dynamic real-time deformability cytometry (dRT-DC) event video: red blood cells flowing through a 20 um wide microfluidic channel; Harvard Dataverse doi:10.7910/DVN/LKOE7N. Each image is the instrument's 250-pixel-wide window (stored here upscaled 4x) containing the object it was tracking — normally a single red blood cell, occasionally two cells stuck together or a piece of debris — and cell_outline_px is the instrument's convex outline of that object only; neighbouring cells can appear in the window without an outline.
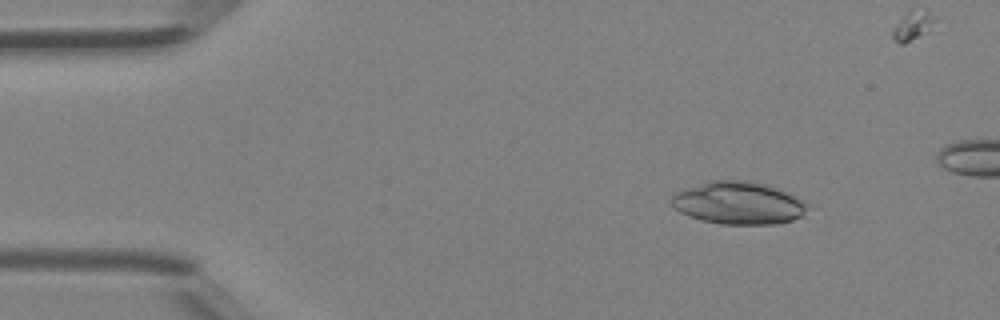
{"species": "Egyptian fruit bat (a non-hibernating species)", "species_latin": "Rousettus aegyptiacus", "temperature_condition": "room temperature", "stored_images_in_passage": 4, "camera_frame_rate_fps": 3000, "um_per_image_px": 0.085, "animal": {"sex": "female"}, "frame": {"image": 1, "passage_image": 2, "time_ms": 0.333, "image_size_px": [1000, 320], "cell_outline_px": [[808, 204], [804, 212], [800, 216], [792, 220], [776, 224], [720, 224], [700, 220], [688, 216], [672, 208], [672, 196], [676, 192], [684, 188], [712, 180], [744, 180], [764, 184], [788, 192], [796, 196]], "centroid_in_image_um": [62.73, 17.26], "position_along_channel_um": 22.3, "area_um2": 33.7}}